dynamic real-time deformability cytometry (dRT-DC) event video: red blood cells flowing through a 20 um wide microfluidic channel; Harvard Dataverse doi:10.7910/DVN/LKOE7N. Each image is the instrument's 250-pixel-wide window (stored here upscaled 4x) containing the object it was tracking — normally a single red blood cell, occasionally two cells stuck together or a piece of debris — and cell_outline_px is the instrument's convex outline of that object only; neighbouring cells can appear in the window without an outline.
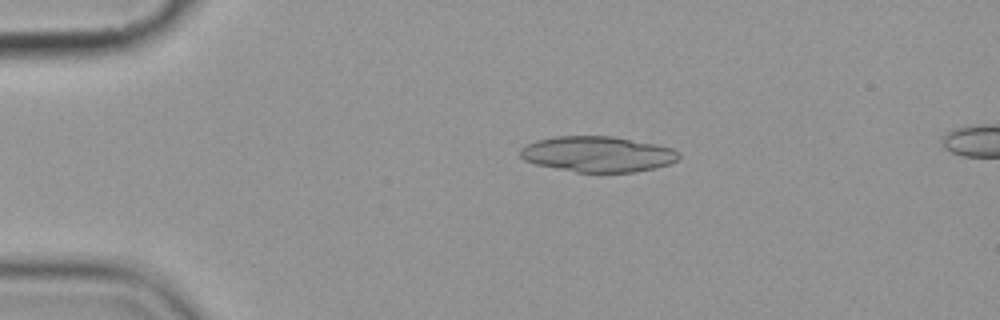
{"species": "common noctule bat (a hibernating species)", "species_latin": "Nyctalus noctula", "temperature_condition": "cold", "stored_images_in_passage": 8, "segment_of_instrument_passage": [1, 2], "camera_frame_rate_fps": 3000, "um_per_image_px": 0.085, "animal": {"sex": "female", "body_mass_g": 19.9}, "frame": {"image": 1, "passage_image": 3, "time_ms": 2.333, "image_size_px": [1000, 320], "cell_outline_px": [[680, 156], [676, 160], [668, 164], [656, 168], [636, 172], [576, 172], [536, 164], [524, 160], [520, 156], [520, 148], [536, 140], [556, 136], [612, 136], [656, 144], [672, 148], [680, 152]], "centroid_in_image_um": [50.81, 13.1], "position_along_channel_um": 34.2, "area_um2": 32.95}}